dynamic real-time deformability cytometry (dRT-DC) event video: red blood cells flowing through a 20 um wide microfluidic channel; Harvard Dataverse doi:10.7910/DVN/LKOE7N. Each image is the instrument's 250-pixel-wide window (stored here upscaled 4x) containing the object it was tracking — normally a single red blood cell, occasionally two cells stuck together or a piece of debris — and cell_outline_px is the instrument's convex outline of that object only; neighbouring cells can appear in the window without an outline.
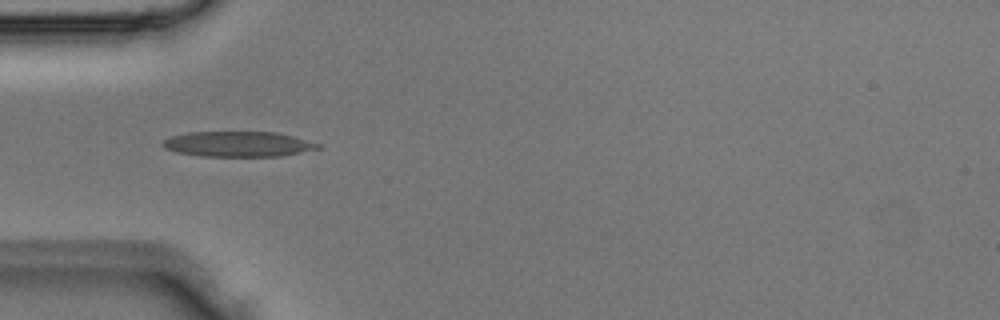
{"species": "Egyptian fruit bat (a non-hibernating species)", "species_latin": "Rousettus aegyptiacus", "temperature_condition": "room temperature", "stored_images_in_passage": 2, "camera_frame_rate_fps": 3000, "um_per_image_px": 0.085, "animal": {"sex": "male"}, "frame": {"image": 1, "passage_image": 1, "time_ms": 0.0, "image_size_px": [1000, 320], "cell_outline_px": [[320, 148], [280, 156], [200, 156], [176, 152], [164, 148], [160, 144], [164, 140], [172, 136], [188, 132], [276, 132], [292, 136], [320, 144]], "centroid_in_image_um": [20.18, 12.24], "position_along_channel_um": 64.8, "area_um2": 22.72}}